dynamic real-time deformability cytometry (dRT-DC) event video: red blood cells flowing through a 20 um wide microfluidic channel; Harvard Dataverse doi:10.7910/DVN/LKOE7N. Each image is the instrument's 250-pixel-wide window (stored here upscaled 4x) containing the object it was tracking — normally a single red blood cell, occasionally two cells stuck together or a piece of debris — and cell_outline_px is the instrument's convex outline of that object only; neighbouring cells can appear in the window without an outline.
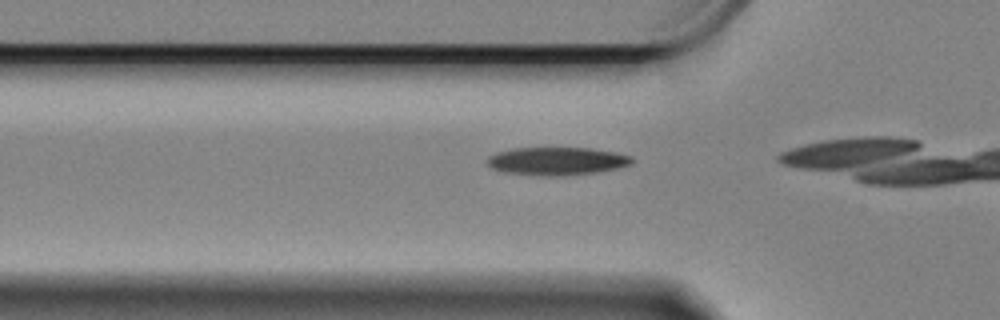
{"species": "Egyptian fruit bat (a non-hibernating species)", "species_latin": "Rousettus aegyptiacus", "temperature_condition": "cold", "stored_images_in_passage": 4, "camera_frame_rate_fps": 3000, "um_per_image_px": 0.085, "animal": {"sex": "female"}, "frame": {"image": 1, "passage_image": 2, "time_ms": 0.333, "image_size_px": [1000, 320], "cell_outline_px": [[632, 164], [616, 168], [596, 172], [564, 176], [540, 176], [504, 172], [492, 168], [488, 164], [488, 156], [496, 152], [512, 148], [592, 148], [616, 152], [632, 156]], "centroid_in_image_um": [47.33, 13.69], "position_along_channel_um": 78.5, "area_um2": 23.7}}